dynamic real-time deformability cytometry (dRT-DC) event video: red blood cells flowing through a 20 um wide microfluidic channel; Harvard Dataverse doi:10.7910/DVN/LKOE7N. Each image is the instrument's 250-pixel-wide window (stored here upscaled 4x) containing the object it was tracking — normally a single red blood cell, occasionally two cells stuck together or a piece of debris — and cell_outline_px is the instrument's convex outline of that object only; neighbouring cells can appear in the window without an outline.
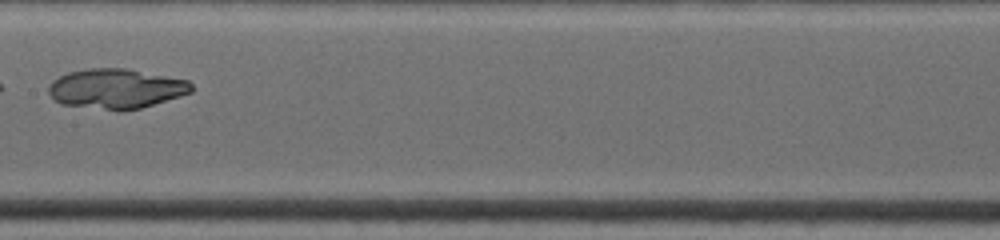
{"species": "common noctule bat (a hibernating species)", "species_latin": "Nyctalus noctula", "temperature_condition": "warm", "stored_images_in_passage": 11, "camera_frame_rate_fps": 4500, "um_per_image_px": 0.085, "animal": {"sex": "female", "body_mass_g": 19.0, "forearm_length_mm": 53.3}, "frame": {"image": 1, "passage_image": 4, "time_ms": 3.556, "image_size_px": [1000, 240], "cell_outline_px": [[192, 92], [180, 96], [140, 108], [120, 112], [60, 104], [48, 92], [48, 84], [52, 80], [68, 72], [88, 68], [128, 68], [188, 80], [192, 84]], "centroid_in_image_um": [9.85, 7.54], "position_along_channel_um": 197.6, "area_um2": 33.47}}